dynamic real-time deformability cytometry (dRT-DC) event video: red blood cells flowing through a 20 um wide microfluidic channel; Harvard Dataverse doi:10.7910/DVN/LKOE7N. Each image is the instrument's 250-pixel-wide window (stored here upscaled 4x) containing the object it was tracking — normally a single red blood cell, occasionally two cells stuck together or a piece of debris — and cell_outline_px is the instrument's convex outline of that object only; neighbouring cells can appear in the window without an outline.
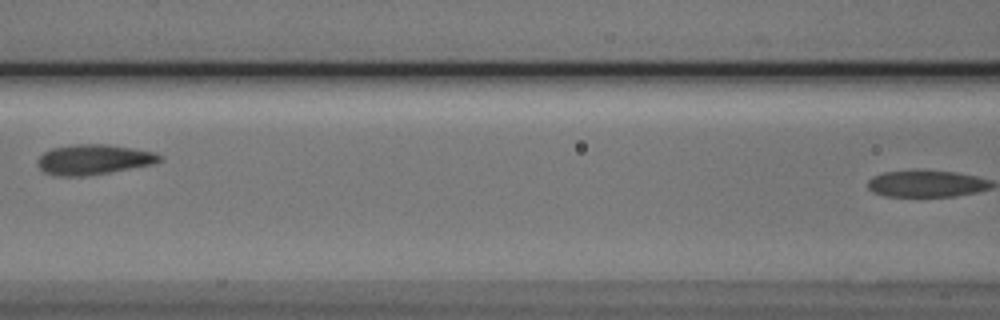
{"species": "Egyptian fruit bat (a non-hibernating species)", "species_latin": "Rousettus aegyptiacus", "temperature_condition": "cold", "stored_images_in_passage": 5, "segment_of_instrument_passage": [1, 2], "camera_frame_rate_fps": 3000, "um_per_image_px": 0.085, "animal": {"sex": "male"}, "frame": {"image": 1, "passage_image": 3, "time_ms": 3.333, "image_size_px": [1000, 320], "cell_outline_px": [[164, 160], [152, 164], [88, 176], [56, 176], [44, 172], [36, 164], [36, 160], [44, 152], [52, 148], [76, 144], [108, 144], [152, 152], [164, 156]], "centroid_in_image_um": [7.93, 13.56], "position_along_channel_um": 158.7, "area_um2": 21.44}}
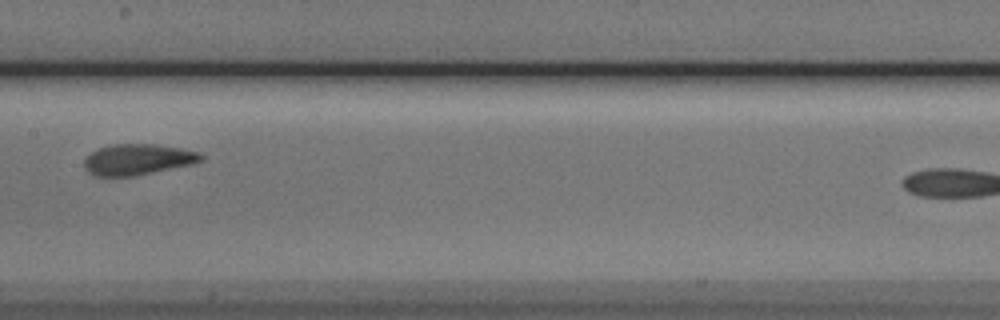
{"frame": {"image": 2, "passage_image": 4, "time_ms": 4.333, "image_size_px": [1000, 320], "cell_outline_px": [[204, 160], [192, 164], [132, 176], [96, 176], [88, 172], [84, 168], [84, 160], [92, 152], [100, 148], [112, 144], [156, 144], [180, 148], [200, 152], [204, 156]], "centroid_in_image_um": [11.72, 13.55], "position_along_channel_um": 195.7, "area_um2": 20.92}}